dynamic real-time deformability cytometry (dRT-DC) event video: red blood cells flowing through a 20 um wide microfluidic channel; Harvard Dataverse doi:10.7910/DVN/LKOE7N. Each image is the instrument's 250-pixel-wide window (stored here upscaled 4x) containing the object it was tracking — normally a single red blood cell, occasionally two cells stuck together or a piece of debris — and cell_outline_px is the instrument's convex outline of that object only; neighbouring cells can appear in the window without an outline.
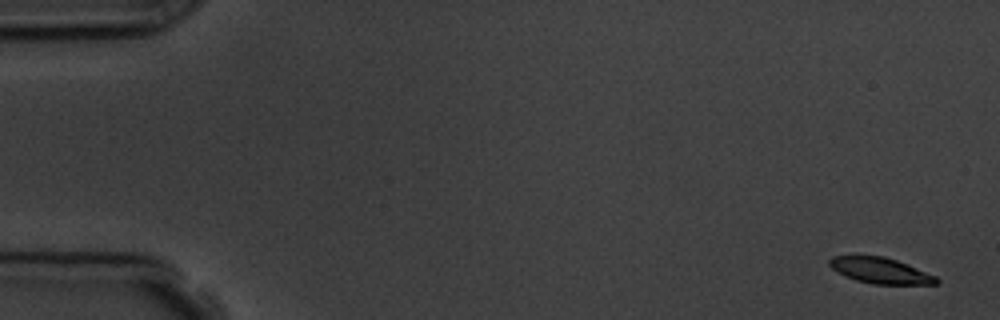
{"species": "common noctule bat (a hibernating species)", "species_latin": "Nyctalus noctula", "temperature_condition": "room temperature", "stored_images_in_passage": 5, "camera_frame_rate_fps": 3000, "um_per_image_px": 0.085, "animal": {"sex": "male", "body_mass_g": 19.5, "forearm_length_mm": 54.6}, "frame": {"image": 1, "passage_image": 1, "time_ms": 0.0, "image_size_px": [1000, 320], "cell_outline_px": [[940, 284], [872, 284], [856, 280], [844, 276], [832, 268], [828, 264], [828, 260], [832, 256], [856, 252], [884, 256], [896, 260], [936, 276], [940, 280]], "centroid_in_image_um": [74.74, 22.94], "position_along_channel_um": 10.3, "area_um2": 16.76}}
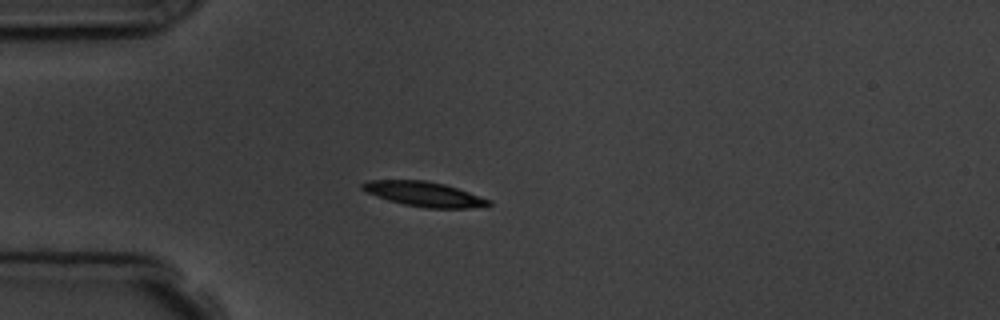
{"frame": {"image": 2, "passage_image": 4, "time_ms": 4.333, "image_size_px": [1000, 320], "cell_outline_px": [[492, 204], [468, 208], [424, 208], [404, 204], [388, 200], [376, 196], [360, 188], [360, 184], [368, 180], [424, 180], [444, 184], [492, 200]], "centroid_in_image_um": [36.02, 16.49], "position_along_channel_um": 49.0, "area_um2": 18.09}}